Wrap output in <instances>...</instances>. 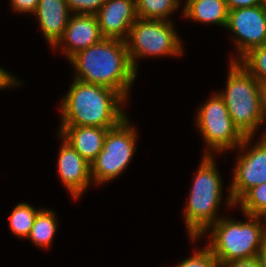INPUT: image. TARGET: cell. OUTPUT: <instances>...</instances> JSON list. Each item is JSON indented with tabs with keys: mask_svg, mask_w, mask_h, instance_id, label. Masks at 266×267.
Masks as SVG:
<instances>
[{
	"mask_svg": "<svg viewBox=\"0 0 266 267\" xmlns=\"http://www.w3.org/2000/svg\"><path fill=\"white\" fill-rule=\"evenodd\" d=\"M69 60L77 70L75 79L111 88L124 99L137 74L121 39L103 38Z\"/></svg>",
	"mask_w": 266,
	"mask_h": 267,
	"instance_id": "6da1fadb",
	"label": "cell"
},
{
	"mask_svg": "<svg viewBox=\"0 0 266 267\" xmlns=\"http://www.w3.org/2000/svg\"><path fill=\"white\" fill-rule=\"evenodd\" d=\"M124 100L111 88L75 79L62 101L61 126L114 128L126 118L118 105Z\"/></svg>",
	"mask_w": 266,
	"mask_h": 267,
	"instance_id": "7a4b0ae2",
	"label": "cell"
},
{
	"mask_svg": "<svg viewBox=\"0 0 266 267\" xmlns=\"http://www.w3.org/2000/svg\"><path fill=\"white\" fill-rule=\"evenodd\" d=\"M224 100L233 124L244 137H252L263 122L259 81L236 59L231 61Z\"/></svg>",
	"mask_w": 266,
	"mask_h": 267,
	"instance_id": "3957f363",
	"label": "cell"
},
{
	"mask_svg": "<svg viewBox=\"0 0 266 267\" xmlns=\"http://www.w3.org/2000/svg\"><path fill=\"white\" fill-rule=\"evenodd\" d=\"M246 216L250 220L246 223L221 218L210 226L213 231L207 248L220 264L258 255L266 227L260 225L261 216Z\"/></svg>",
	"mask_w": 266,
	"mask_h": 267,
	"instance_id": "277c9868",
	"label": "cell"
},
{
	"mask_svg": "<svg viewBox=\"0 0 266 267\" xmlns=\"http://www.w3.org/2000/svg\"><path fill=\"white\" fill-rule=\"evenodd\" d=\"M205 155L197 171L184 213L186 226L193 240L219 220L215 213L222 195L221 178L211 154L206 152Z\"/></svg>",
	"mask_w": 266,
	"mask_h": 267,
	"instance_id": "5b68a950",
	"label": "cell"
},
{
	"mask_svg": "<svg viewBox=\"0 0 266 267\" xmlns=\"http://www.w3.org/2000/svg\"><path fill=\"white\" fill-rule=\"evenodd\" d=\"M125 42L135 70L138 68L135 62L136 57L162 54L181 55L183 52L179 37L168 20L137 18Z\"/></svg>",
	"mask_w": 266,
	"mask_h": 267,
	"instance_id": "8992f818",
	"label": "cell"
},
{
	"mask_svg": "<svg viewBox=\"0 0 266 267\" xmlns=\"http://www.w3.org/2000/svg\"><path fill=\"white\" fill-rule=\"evenodd\" d=\"M127 118L108 129L103 148L91 164V177L96 183H105L117 177L133 156L136 141L135 130Z\"/></svg>",
	"mask_w": 266,
	"mask_h": 267,
	"instance_id": "52a82bcc",
	"label": "cell"
},
{
	"mask_svg": "<svg viewBox=\"0 0 266 267\" xmlns=\"http://www.w3.org/2000/svg\"><path fill=\"white\" fill-rule=\"evenodd\" d=\"M197 125L210 149L223 151L239 145L242 149L252 137H244L233 124L224 100L214 95L198 111Z\"/></svg>",
	"mask_w": 266,
	"mask_h": 267,
	"instance_id": "ba28073f",
	"label": "cell"
},
{
	"mask_svg": "<svg viewBox=\"0 0 266 267\" xmlns=\"http://www.w3.org/2000/svg\"><path fill=\"white\" fill-rule=\"evenodd\" d=\"M226 28L234 32L241 58L266 44V2L262 5L229 10Z\"/></svg>",
	"mask_w": 266,
	"mask_h": 267,
	"instance_id": "9c48e42d",
	"label": "cell"
},
{
	"mask_svg": "<svg viewBox=\"0 0 266 267\" xmlns=\"http://www.w3.org/2000/svg\"><path fill=\"white\" fill-rule=\"evenodd\" d=\"M266 182V140L262 139L250 152L238 158L230 187L229 205L237 201L252 187Z\"/></svg>",
	"mask_w": 266,
	"mask_h": 267,
	"instance_id": "30bf717a",
	"label": "cell"
},
{
	"mask_svg": "<svg viewBox=\"0 0 266 267\" xmlns=\"http://www.w3.org/2000/svg\"><path fill=\"white\" fill-rule=\"evenodd\" d=\"M95 15L104 38L125 41L138 18L136 0H106Z\"/></svg>",
	"mask_w": 266,
	"mask_h": 267,
	"instance_id": "8fae6325",
	"label": "cell"
},
{
	"mask_svg": "<svg viewBox=\"0 0 266 267\" xmlns=\"http://www.w3.org/2000/svg\"><path fill=\"white\" fill-rule=\"evenodd\" d=\"M69 18L64 34L59 41L53 46L56 48L59 43L64 41L63 49L68 59L79 51L97 44L104 37L102 36L98 24V19L94 14H76ZM65 41L67 43H65Z\"/></svg>",
	"mask_w": 266,
	"mask_h": 267,
	"instance_id": "7c38bea8",
	"label": "cell"
},
{
	"mask_svg": "<svg viewBox=\"0 0 266 267\" xmlns=\"http://www.w3.org/2000/svg\"><path fill=\"white\" fill-rule=\"evenodd\" d=\"M58 171L63 184L78 198L90 182L91 165L64 140L58 159Z\"/></svg>",
	"mask_w": 266,
	"mask_h": 267,
	"instance_id": "4fadbf2b",
	"label": "cell"
},
{
	"mask_svg": "<svg viewBox=\"0 0 266 267\" xmlns=\"http://www.w3.org/2000/svg\"><path fill=\"white\" fill-rule=\"evenodd\" d=\"M108 128L92 126H61L60 135L90 165L101 152Z\"/></svg>",
	"mask_w": 266,
	"mask_h": 267,
	"instance_id": "5bb4252c",
	"label": "cell"
},
{
	"mask_svg": "<svg viewBox=\"0 0 266 267\" xmlns=\"http://www.w3.org/2000/svg\"><path fill=\"white\" fill-rule=\"evenodd\" d=\"M69 8L65 0H39L37 14L41 30L51 45L64 34L69 21Z\"/></svg>",
	"mask_w": 266,
	"mask_h": 267,
	"instance_id": "9a60e30c",
	"label": "cell"
},
{
	"mask_svg": "<svg viewBox=\"0 0 266 267\" xmlns=\"http://www.w3.org/2000/svg\"><path fill=\"white\" fill-rule=\"evenodd\" d=\"M184 15L202 23H214L226 27L228 7L225 0H187Z\"/></svg>",
	"mask_w": 266,
	"mask_h": 267,
	"instance_id": "2e32d148",
	"label": "cell"
},
{
	"mask_svg": "<svg viewBox=\"0 0 266 267\" xmlns=\"http://www.w3.org/2000/svg\"><path fill=\"white\" fill-rule=\"evenodd\" d=\"M56 231L55 214L52 211L39 210L28 236L34 244L49 247Z\"/></svg>",
	"mask_w": 266,
	"mask_h": 267,
	"instance_id": "e0dca14e",
	"label": "cell"
},
{
	"mask_svg": "<svg viewBox=\"0 0 266 267\" xmlns=\"http://www.w3.org/2000/svg\"><path fill=\"white\" fill-rule=\"evenodd\" d=\"M178 6L179 0H136V13L142 19L165 20Z\"/></svg>",
	"mask_w": 266,
	"mask_h": 267,
	"instance_id": "ac0fdd59",
	"label": "cell"
},
{
	"mask_svg": "<svg viewBox=\"0 0 266 267\" xmlns=\"http://www.w3.org/2000/svg\"><path fill=\"white\" fill-rule=\"evenodd\" d=\"M246 215L266 218V182L249 189L238 201Z\"/></svg>",
	"mask_w": 266,
	"mask_h": 267,
	"instance_id": "d6986e66",
	"label": "cell"
},
{
	"mask_svg": "<svg viewBox=\"0 0 266 267\" xmlns=\"http://www.w3.org/2000/svg\"><path fill=\"white\" fill-rule=\"evenodd\" d=\"M38 210L26 203L17 205L10 216V227L17 236L28 237Z\"/></svg>",
	"mask_w": 266,
	"mask_h": 267,
	"instance_id": "ffe728a7",
	"label": "cell"
},
{
	"mask_svg": "<svg viewBox=\"0 0 266 267\" xmlns=\"http://www.w3.org/2000/svg\"><path fill=\"white\" fill-rule=\"evenodd\" d=\"M240 62L259 82H266V44L250 50Z\"/></svg>",
	"mask_w": 266,
	"mask_h": 267,
	"instance_id": "44dd1931",
	"label": "cell"
},
{
	"mask_svg": "<svg viewBox=\"0 0 266 267\" xmlns=\"http://www.w3.org/2000/svg\"><path fill=\"white\" fill-rule=\"evenodd\" d=\"M177 267H221V264L208 248H204L182 261Z\"/></svg>",
	"mask_w": 266,
	"mask_h": 267,
	"instance_id": "7402d4cb",
	"label": "cell"
},
{
	"mask_svg": "<svg viewBox=\"0 0 266 267\" xmlns=\"http://www.w3.org/2000/svg\"><path fill=\"white\" fill-rule=\"evenodd\" d=\"M69 10L76 14H96L106 0H65ZM78 11V12H77Z\"/></svg>",
	"mask_w": 266,
	"mask_h": 267,
	"instance_id": "603a6c76",
	"label": "cell"
},
{
	"mask_svg": "<svg viewBox=\"0 0 266 267\" xmlns=\"http://www.w3.org/2000/svg\"><path fill=\"white\" fill-rule=\"evenodd\" d=\"M221 267H261L258 255L222 263Z\"/></svg>",
	"mask_w": 266,
	"mask_h": 267,
	"instance_id": "cb8c5ba5",
	"label": "cell"
},
{
	"mask_svg": "<svg viewBox=\"0 0 266 267\" xmlns=\"http://www.w3.org/2000/svg\"><path fill=\"white\" fill-rule=\"evenodd\" d=\"M12 6L17 12L35 13L39 0H11Z\"/></svg>",
	"mask_w": 266,
	"mask_h": 267,
	"instance_id": "d4e9b609",
	"label": "cell"
},
{
	"mask_svg": "<svg viewBox=\"0 0 266 267\" xmlns=\"http://www.w3.org/2000/svg\"><path fill=\"white\" fill-rule=\"evenodd\" d=\"M228 10L262 5L263 0H225Z\"/></svg>",
	"mask_w": 266,
	"mask_h": 267,
	"instance_id": "484cf974",
	"label": "cell"
},
{
	"mask_svg": "<svg viewBox=\"0 0 266 267\" xmlns=\"http://www.w3.org/2000/svg\"><path fill=\"white\" fill-rule=\"evenodd\" d=\"M19 84L9 73L0 68V88Z\"/></svg>",
	"mask_w": 266,
	"mask_h": 267,
	"instance_id": "4316f807",
	"label": "cell"
},
{
	"mask_svg": "<svg viewBox=\"0 0 266 267\" xmlns=\"http://www.w3.org/2000/svg\"><path fill=\"white\" fill-rule=\"evenodd\" d=\"M259 89L262 120H265L264 116H266V82H259Z\"/></svg>",
	"mask_w": 266,
	"mask_h": 267,
	"instance_id": "83f0119b",
	"label": "cell"
},
{
	"mask_svg": "<svg viewBox=\"0 0 266 267\" xmlns=\"http://www.w3.org/2000/svg\"><path fill=\"white\" fill-rule=\"evenodd\" d=\"M258 258L261 267H266V237L264 238L262 245L259 249Z\"/></svg>",
	"mask_w": 266,
	"mask_h": 267,
	"instance_id": "f1b7e54d",
	"label": "cell"
}]
</instances>
